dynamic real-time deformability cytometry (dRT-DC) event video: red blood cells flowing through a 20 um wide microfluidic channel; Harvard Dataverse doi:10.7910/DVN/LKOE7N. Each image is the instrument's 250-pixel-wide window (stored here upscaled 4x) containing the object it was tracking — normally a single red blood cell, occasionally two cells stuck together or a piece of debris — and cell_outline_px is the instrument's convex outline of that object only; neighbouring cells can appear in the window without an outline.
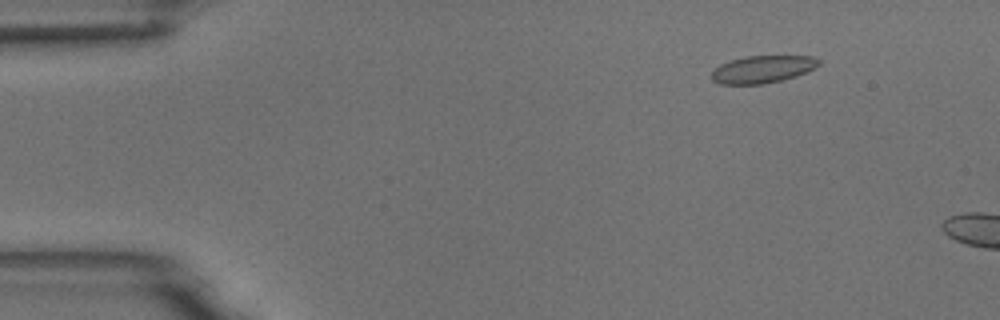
{"species": "common noctule bat (a hibernating species)", "species_latin": "Nyctalus noctula", "temperature_condition": "room temperature", "stored_images_in_passage": 11, "camera_frame_rate_fps": 3000, "um_per_image_px": 0.085, "animal": {"sex": "male", "body_mass_g": 18.8}, "frame": {"image": 1, "passage_image": 7, "time_ms": 2.0, "image_size_px": [1000, 320], "cell_outline_px": [[820, 64], [808, 72], [796, 76], [764, 84], [720, 84], [712, 80], [712, 72], [720, 64], [744, 56], [812, 56], [820, 60]], "centroid_in_image_um": [64.83, 5.88], "position_along_channel_um": 20.2, "area_um2": 17.05}}